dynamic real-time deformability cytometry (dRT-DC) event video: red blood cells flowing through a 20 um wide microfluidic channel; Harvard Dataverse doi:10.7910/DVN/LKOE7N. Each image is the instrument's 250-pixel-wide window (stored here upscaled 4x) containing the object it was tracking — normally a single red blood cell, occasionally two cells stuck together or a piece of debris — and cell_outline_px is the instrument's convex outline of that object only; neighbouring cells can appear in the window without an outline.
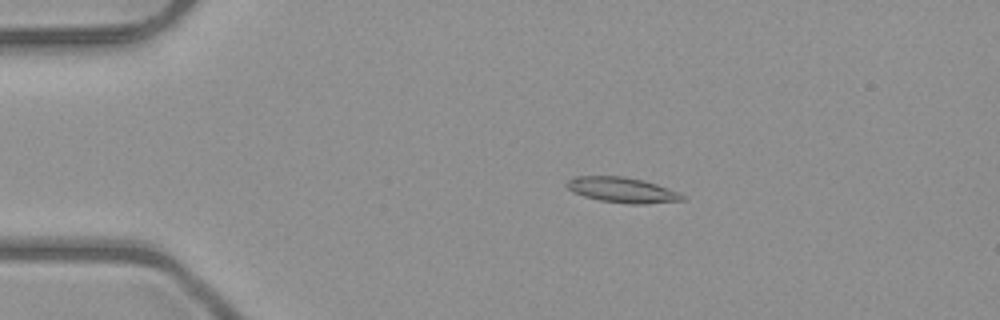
{"species": "common noctule bat (a hibernating species)", "species_latin": "Nyctalus noctula", "temperature_condition": "room temperature", "stored_images_in_passage": 42, "camera_frame_rate_fps": 3000, "um_per_image_px": 0.085, "animal": {"sex": "male", "body_mass_g": 23.1, "forearm_length_mm": 52.7}, "frame": {"image": 1, "passage_image": 1, "time_ms": 0.0, "image_size_px": [1000, 320], "cell_outline_px": [[688, 200], [648, 204], [632, 204], [600, 200], [584, 196], [572, 192], [564, 184], [568, 180], [576, 176], [624, 176], [644, 180], [668, 188], [688, 196]], "centroid_in_image_um": [52.94, 16.15], "position_along_channel_um": 32.1, "area_um2": 17.28}}
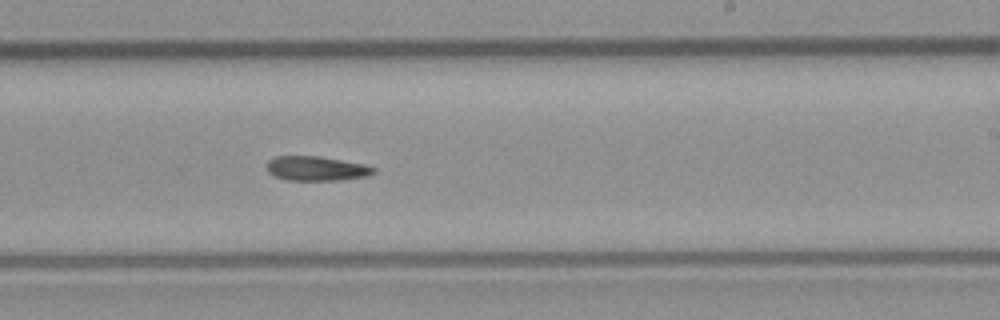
{"frame": {"image": 2, "passage_image": 22, "time_ms": 7.0, "image_size_px": [1000, 320], "cell_outline_px": [[376, 172], [368, 176], [340, 180], [288, 180], [276, 176], [268, 172], [268, 160], [276, 156], [316, 156], [364, 164], [376, 168]], "centroid_in_image_um": [26.92, 14.32], "position_along_channel_um": 262.1, "area_um2": 15.09}}
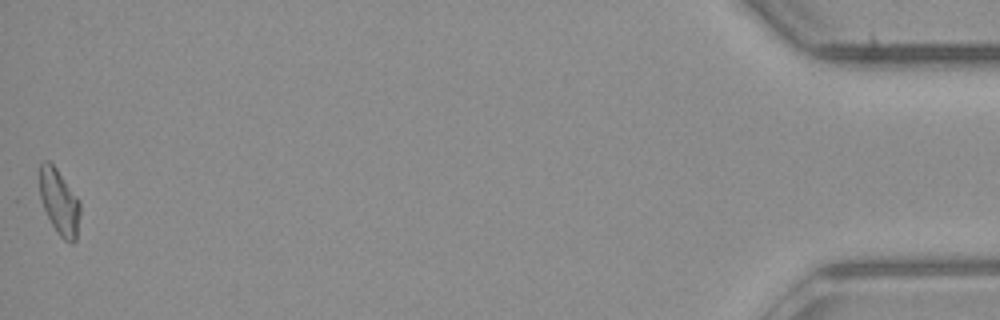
{"frame": {"image": 3, "passage_image": 42, "time_ms": 13.667, "image_size_px": [1000, 320], "cell_outline_px": [[80, 212], [76, 240], [72, 244], [64, 240], [56, 232], [40, 200], [40, 164], [44, 160], [48, 160], [56, 168], [80, 200]], "centroid_in_image_um": [5.05, 17.18], "position_along_channel_um": 430.1, "area_um2": 15.43}, "authors_computed_cell_mechanics": {"area_um2": 15.7216, "velocity_mm_per_s": 4.0282, "shape_relaxation_time_tau1_ms": 7.7252, "shape_relaxation_time_tau2_ms": null, "deformation_change_tau1": 0.2022, "deformation_change_tau2": null}}